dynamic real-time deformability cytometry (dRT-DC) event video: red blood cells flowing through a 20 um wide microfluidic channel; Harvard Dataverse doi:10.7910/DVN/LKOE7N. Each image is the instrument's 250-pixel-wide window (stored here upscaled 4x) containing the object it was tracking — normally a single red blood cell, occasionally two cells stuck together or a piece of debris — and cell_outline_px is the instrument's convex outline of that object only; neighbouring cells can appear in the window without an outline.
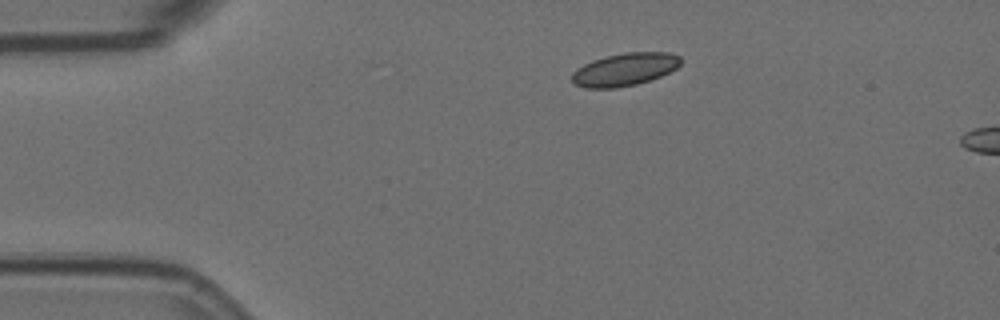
{"species": "Egyptian fruit bat (a non-hibernating species)", "species_latin": "Rousettus aegyptiacus", "temperature_condition": "room temperature", "stored_images_in_passage": 7, "camera_frame_rate_fps": 3000, "um_per_image_px": 0.085, "animal": {"sex": "female"}, "frame": {"image": 1, "passage_image": 1, "time_ms": 0.0, "image_size_px": [1000, 320], "cell_outline_px": [[680, 64], [676, 68], [660, 76], [636, 84], [616, 88], [584, 88], [572, 84], [572, 72], [576, 68], [592, 60], [624, 52], [668, 52], [680, 56]], "centroid_in_image_um": [53.05, 5.9], "position_along_channel_um": 31.9, "area_um2": 20.75}}
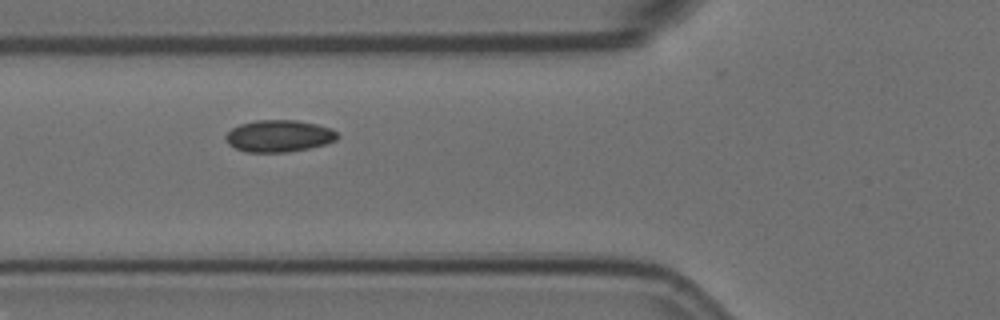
{"frame": {"image": 2, "passage_image": 4, "time_ms": 1.0, "image_size_px": [1000, 320], "cell_outline_px": [[340, 136], [336, 140], [324, 144], [308, 148], [288, 152], [244, 152], [228, 144], [224, 136], [232, 128], [240, 124], [256, 120], [296, 120], [316, 124], [332, 128]], "centroid_in_image_um": [23.7, 11.55], "position_along_channel_um": 102.1, "area_um2": 20.81}}
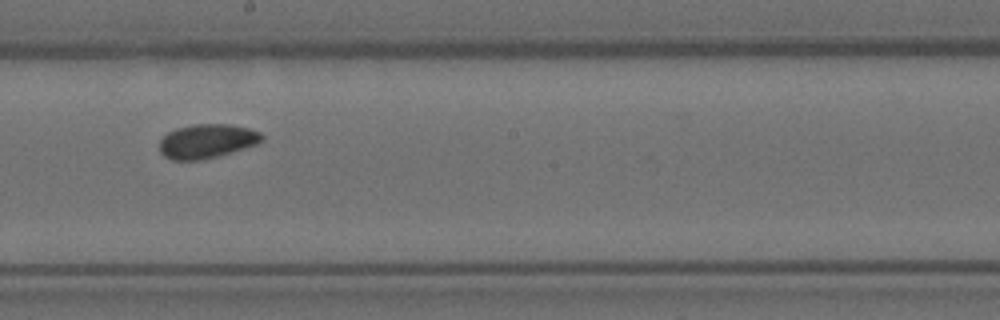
{"frame": {"image": 3, "passage_image": 7, "time_ms": 2.0, "image_size_px": [1000, 320], "cell_outline_px": [[264, 140], [256, 144], [232, 152], [200, 160], [172, 160], [164, 156], [160, 152], [160, 140], [168, 132], [176, 128], [192, 124], [228, 124], [248, 128], [260, 132], [264, 136]], "centroid_in_image_um": [17.58, 11.99], "position_along_channel_um": 230.6, "area_um2": 20.35}}